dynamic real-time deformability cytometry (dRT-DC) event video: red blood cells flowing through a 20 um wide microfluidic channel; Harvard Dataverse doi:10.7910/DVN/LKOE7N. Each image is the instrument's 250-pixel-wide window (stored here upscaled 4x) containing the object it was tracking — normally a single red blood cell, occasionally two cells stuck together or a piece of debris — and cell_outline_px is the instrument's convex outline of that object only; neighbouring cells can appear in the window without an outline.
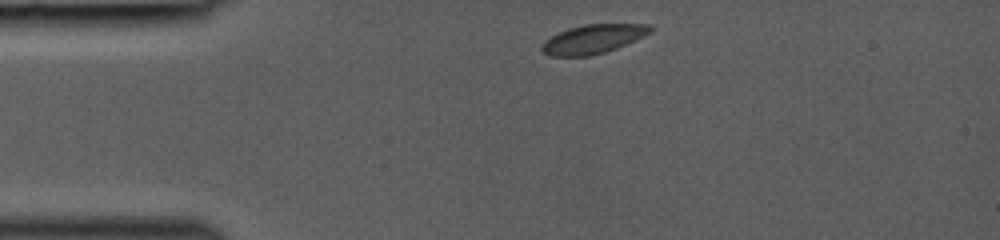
{"species": "common noctule bat (a hibernating species)", "species_latin": "Nyctalus noctula", "temperature_condition": "room temperature", "stored_images_in_passage": 32, "camera_frame_rate_fps": 3000, "um_per_image_px": 0.085, "animal": {"sex": "female", "body_mass_g": 19.0, "forearm_length_mm": 53.3}, "frame": {"image": 1, "passage_image": 1, "time_ms": 0.0, "image_size_px": [1000, 240], "cell_outline_px": [[652, 32], [644, 36], [616, 48], [604, 52], [588, 56], [548, 56], [540, 48], [540, 44], [544, 40], [568, 28], [584, 24], [648, 24], [652, 28]], "centroid_in_image_um": [50.38, 3.32], "position_along_channel_um": 34.6, "area_um2": 18.26}}
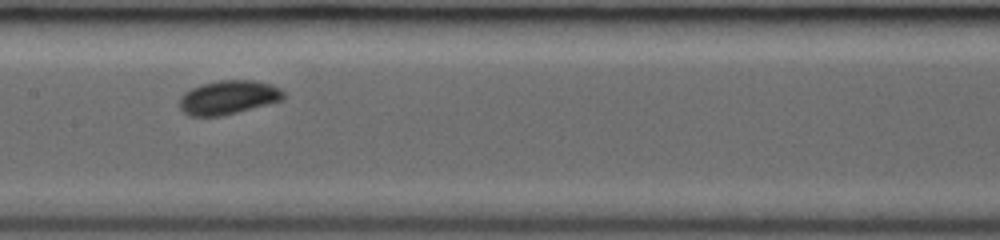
{"frame": {"image": 2, "passage_image": 14, "time_ms": 4.333, "image_size_px": [1000, 240], "cell_outline_px": [[284, 100], [220, 116], [188, 116], [180, 108], [180, 96], [184, 92], [192, 88], [204, 84], [220, 80], [252, 80], [272, 84], [280, 88], [284, 92]], "centroid_in_image_um": [19.42, 8.28], "position_along_channel_um": 188.0, "area_um2": 20.46}}
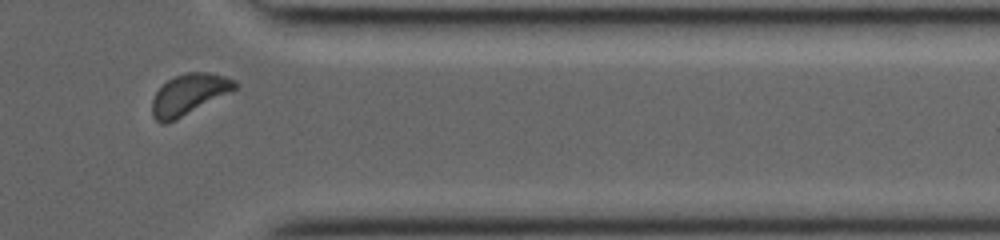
{"frame": {"image": 3, "passage_image": 28, "time_ms": 9.0, "image_size_px": [1000, 240], "cell_outline_px": [[240, 84], [232, 92], [176, 120], [164, 124], [160, 124], [152, 116], [152, 100], [156, 92], [168, 80], [176, 76], [188, 72], [208, 72], [224, 76], [236, 80]], "centroid_in_image_um": [16.09, 8.04], "position_along_channel_um": 395.3, "area_um2": 19.83}}